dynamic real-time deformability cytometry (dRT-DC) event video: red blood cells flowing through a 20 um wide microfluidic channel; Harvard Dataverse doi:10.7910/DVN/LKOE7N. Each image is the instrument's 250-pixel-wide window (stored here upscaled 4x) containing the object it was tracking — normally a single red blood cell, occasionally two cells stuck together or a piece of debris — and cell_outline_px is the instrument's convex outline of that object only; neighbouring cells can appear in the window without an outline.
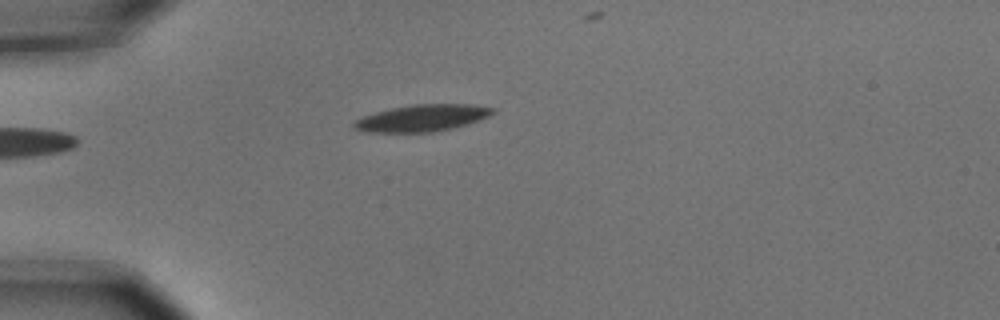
{"species": "common noctule bat (a hibernating species)", "species_latin": "Nyctalus noctula", "temperature_condition": "cold", "stored_images_in_passage": 4, "camera_frame_rate_fps": 3000, "um_per_image_px": 0.085, "animal": {"sex": "male", "body_mass_g": 15.6}, "frame": {"image": 1, "passage_image": 4, "time_ms": 1.0, "image_size_px": [1000, 320], "cell_outline_px": [[496, 112], [480, 120], [468, 124], [452, 128], [432, 132], [368, 132], [352, 128], [352, 120], [360, 116], [392, 108], [412, 104], [472, 104], [496, 108]], "centroid_in_image_um": [35.86, 10.03], "position_along_channel_um": 49.1, "area_um2": 21.91}}